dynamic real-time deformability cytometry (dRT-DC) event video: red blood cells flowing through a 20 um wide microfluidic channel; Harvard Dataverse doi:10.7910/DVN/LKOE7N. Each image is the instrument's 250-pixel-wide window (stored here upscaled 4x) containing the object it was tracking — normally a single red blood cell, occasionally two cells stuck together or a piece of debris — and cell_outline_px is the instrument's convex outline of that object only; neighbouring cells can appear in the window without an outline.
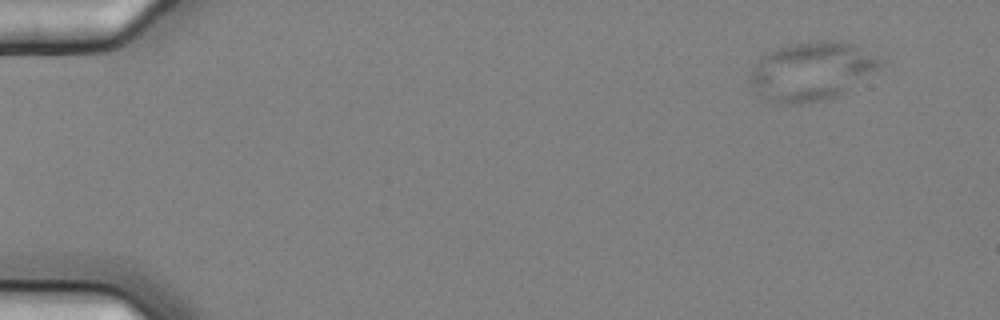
{"species": "common noctule bat (a hibernating species)", "species_latin": "Nyctalus noctula", "temperature_condition": "cold", "stored_images_in_passage": 8, "camera_frame_rate_fps": 3000, "um_per_image_px": 0.085, "animal": {"sex": "female", "body_mass_g": 25.1}, "frame": {"image": 1, "passage_image": 2, "time_ms": 0.333, "image_size_px": [1000, 320], "cell_outline_px": [[884, 64], [880, 68], [840, 96], [828, 100], [804, 104], [776, 104], [768, 100], [748, 84], [748, 76], [752, 68], [760, 56], [768, 52], [792, 44], [816, 40], [840, 40], [880, 56], [884, 60]], "centroid_in_image_um": [69.0, 6.07], "position_along_channel_um": 16.0, "area_um2": 45.14}}
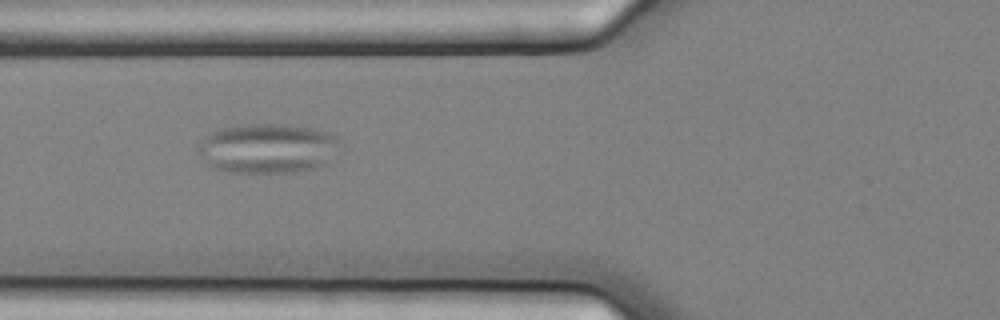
{"frame": {"image": 2, "passage_image": 7, "time_ms": 2.0, "image_size_px": [1000, 320], "cell_outline_px": [[344, 144], [328, 164], [320, 168], [296, 172], [228, 172], [212, 168], [196, 152], [196, 144], [204, 136], [212, 132], [224, 128], [248, 124], [284, 124], [312, 128], [328, 132], [336, 136]], "centroid_in_image_um": [22.8, 12.62], "position_along_channel_um": 103.0, "area_um2": 41.96}}
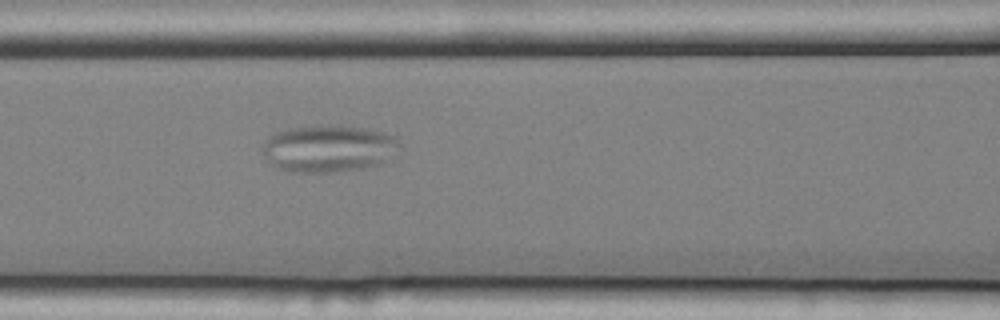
{"frame": {"image": 3, "passage_image": 8, "time_ms": 2.333, "image_size_px": [1000, 320], "cell_outline_px": [[400, 144], [384, 160], [360, 168], [332, 172], [288, 172], [272, 164], [260, 152], [260, 148], [268, 136], [276, 132], [288, 128], [368, 128], [384, 132], [396, 136]], "centroid_in_image_um": [27.83, 12.65], "position_along_channel_um": 138.8, "area_um2": 36.3}}